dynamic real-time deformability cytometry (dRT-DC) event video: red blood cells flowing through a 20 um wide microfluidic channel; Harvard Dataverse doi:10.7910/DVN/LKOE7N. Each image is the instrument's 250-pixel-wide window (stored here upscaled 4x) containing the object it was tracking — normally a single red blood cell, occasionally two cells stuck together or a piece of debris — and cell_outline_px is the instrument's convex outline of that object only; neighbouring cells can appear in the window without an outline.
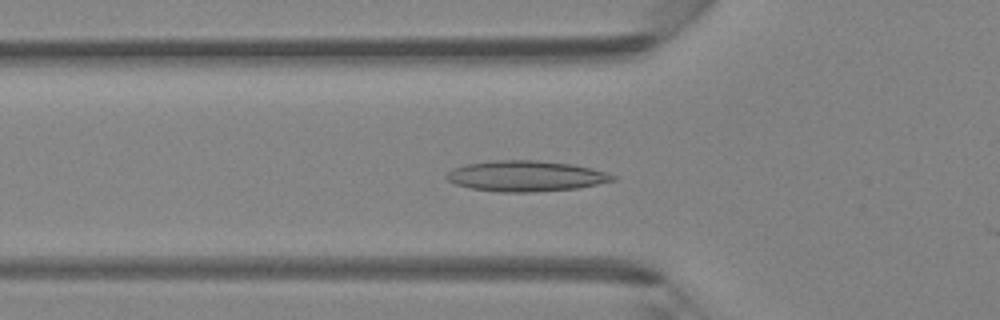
{"species": "Egyptian fruit bat (a non-hibernating species)", "species_latin": "Rousettus aegyptiacus", "temperature_condition": "room temperature", "stored_images_in_passage": 5, "camera_frame_rate_fps": 3000, "um_per_image_px": 0.085, "animal": {"sex": "female"}, "frame": {"image": 1, "passage_image": 4, "time_ms": 1.0, "image_size_px": [1000, 320], "cell_outline_px": [[616, 180], [576, 188], [532, 192], [500, 192], [472, 188], [456, 184], [448, 180], [444, 176], [452, 168], [464, 164], [492, 160], [536, 160], [572, 164], [592, 168], [616, 176]], "centroid_in_image_um": [44.66, 14.95], "position_along_channel_um": 81.1, "area_um2": 29.65}}